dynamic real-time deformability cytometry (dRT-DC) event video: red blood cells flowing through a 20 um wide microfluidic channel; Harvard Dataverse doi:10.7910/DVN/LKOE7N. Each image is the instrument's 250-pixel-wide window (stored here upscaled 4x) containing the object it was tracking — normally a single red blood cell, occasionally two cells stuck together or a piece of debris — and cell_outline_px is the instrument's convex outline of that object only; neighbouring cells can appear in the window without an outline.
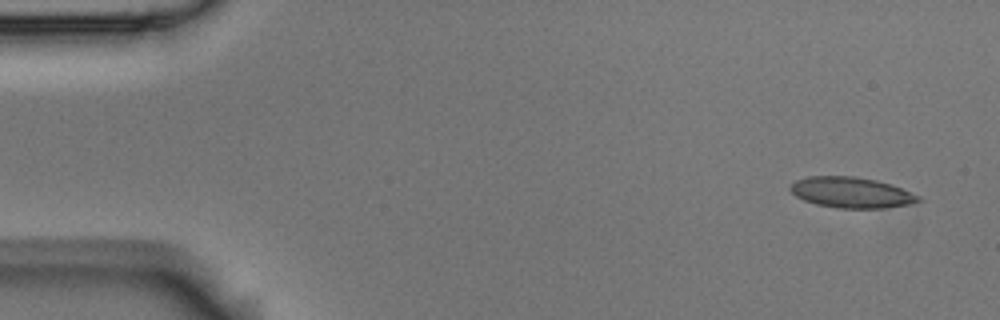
{"species": "Egyptian fruit bat (a non-hibernating species)", "species_latin": "Rousettus aegyptiacus", "temperature_condition": "room temperature", "stored_images_in_passage": 6, "camera_frame_rate_fps": 3000, "um_per_image_px": 0.085, "animal": {"sex": "male"}, "frame": {"image": 1, "passage_image": 1, "time_ms": 0.0, "image_size_px": [1000, 320], "cell_outline_px": [[924, 200], [908, 204], [884, 208], [840, 208], [816, 204], [804, 200], [796, 196], [788, 188], [796, 180], [808, 176], [856, 176], [876, 180], [892, 184], [920, 196]], "centroid_in_image_um": [72.38, 16.35], "position_along_channel_um": 12.6, "area_um2": 22.95}}
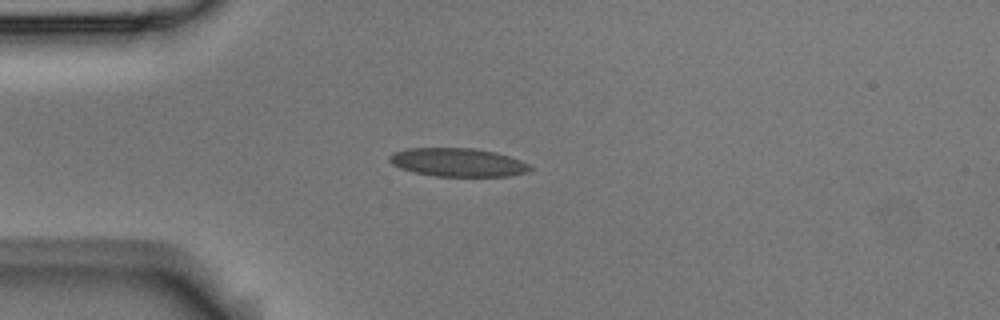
{"frame": {"image": 2, "passage_image": 4, "time_ms": 1.0, "image_size_px": [1000, 320], "cell_outline_px": [[532, 168], [528, 172], [508, 176], [436, 176], [416, 172], [400, 168], [392, 164], [388, 160], [388, 156], [392, 152], [404, 148], [472, 148], [496, 152], [520, 160], [528, 164]], "centroid_in_image_um": [38.88, 13.79], "position_along_channel_um": 46.1, "area_um2": 23.29}}
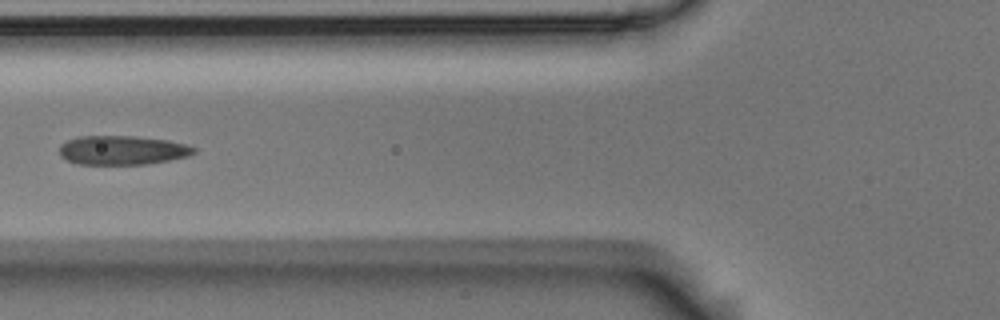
{"frame": {"image": 3, "passage_image": 6, "time_ms": 1.667, "image_size_px": [1000, 320], "cell_outline_px": [[196, 152], [188, 156], [168, 160], [144, 164], [76, 164], [60, 156], [60, 144], [68, 140], [80, 136], [136, 136], [168, 140], [184, 144], [196, 148]], "centroid_in_image_um": [10.38, 12.76], "position_along_channel_um": 115.4, "area_um2": 22.72}}